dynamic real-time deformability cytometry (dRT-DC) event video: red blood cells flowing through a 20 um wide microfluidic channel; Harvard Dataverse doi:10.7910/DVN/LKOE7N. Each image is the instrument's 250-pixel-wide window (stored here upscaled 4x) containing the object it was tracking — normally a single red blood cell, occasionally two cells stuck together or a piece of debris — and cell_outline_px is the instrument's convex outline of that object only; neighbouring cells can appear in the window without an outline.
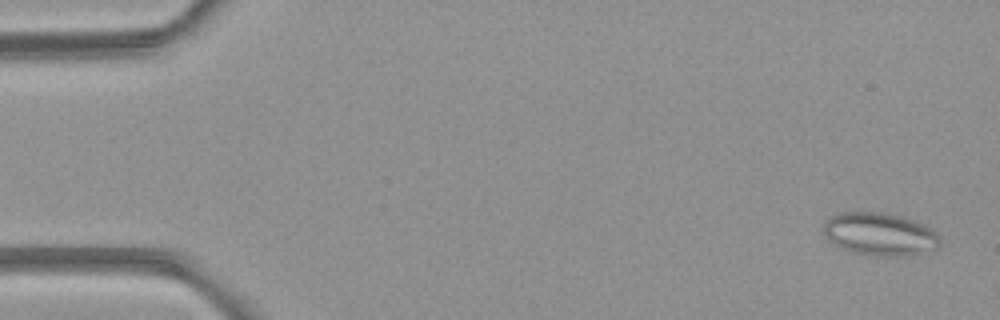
{"species": "common noctule bat (a hibernating species)", "species_latin": "Nyctalus noctula", "temperature_condition": "room temperature", "stored_images_in_passage": 3, "camera_frame_rate_fps": 3000, "um_per_image_px": 0.085, "animal": {"sex": "female", "body_mass_g": 21.9}, "frame": {"image": 1, "passage_image": 1, "time_ms": 0.0, "image_size_px": [1000, 320], "cell_outline_px": [[940, 244], [936, 248], [904, 256], [872, 256], [852, 252], [840, 248], [824, 232], [824, 220], [840, 212], [884, 212], [900, 216], [924, 224], [932, 228], [940, 236]], "centroid_in_image_um": [74.8, 19.89], "position_along_channel_um": 10.2, "area_um2": 28.96}}